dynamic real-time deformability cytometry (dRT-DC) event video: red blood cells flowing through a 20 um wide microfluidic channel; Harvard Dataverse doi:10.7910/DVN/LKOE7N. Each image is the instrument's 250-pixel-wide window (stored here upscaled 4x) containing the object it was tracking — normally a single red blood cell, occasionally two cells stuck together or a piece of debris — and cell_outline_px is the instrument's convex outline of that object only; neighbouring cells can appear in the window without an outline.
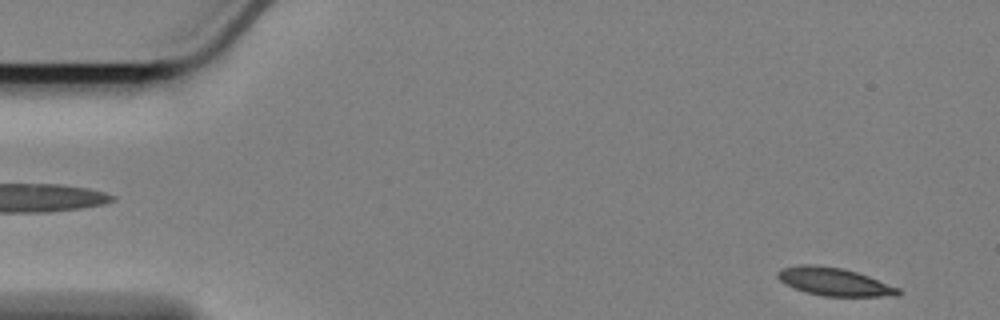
{"species": "Egyptian fruit bat (a non-hibernating species)", "species_latin": "Rousettus aegyptiacus", "temperature_condition": "cold", "stored_images_in_passage": 8, "camera_frame_rate_fps": 3000, "um_per_image_px": 0.085, "animal": {"sex": "female"}, "frame": {"image": 1, "passage_image": 2, "time_ms": 0.333, "image_size_px": [1000, 320], "cell_outline_px": [[900, 296], [824, 296], [808, 292], [784, 284], [776, 276], [776, 272], [780, 268], [800, 264], [812, 264], [844, 268], [868, 276], [900, 288]], "centroid_in_image_um": [70.89, 23.93], "position_along_channel_um": 14.1, "area_um2": 19.65}}